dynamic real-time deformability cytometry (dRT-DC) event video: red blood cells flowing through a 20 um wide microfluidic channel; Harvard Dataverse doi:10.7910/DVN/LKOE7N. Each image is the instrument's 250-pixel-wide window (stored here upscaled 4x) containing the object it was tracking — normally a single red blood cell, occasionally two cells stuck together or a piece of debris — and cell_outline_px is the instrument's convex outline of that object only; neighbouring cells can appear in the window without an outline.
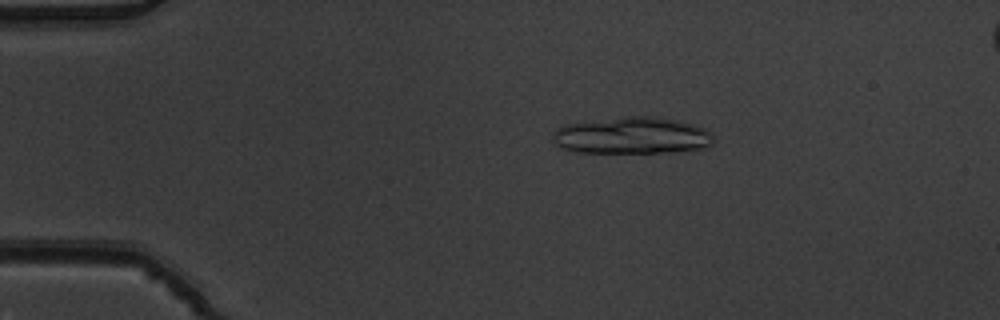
{"species": "common noctule bat (a hibernating species)", "species_latin": "Nyctalus noctula", "temperature_condition": "warm", "stored_images_in_passage": 5, "camera_frame_rate_fps": 3000, "um_per_image_px": 0.085, "animal": {"sex": "male", "body_mass_g": 19.5, "forearm_length_mm": 54.6}, "frame": {"image": 1, "passage_image": 3, "time_ms": 0.667, "image_size_px": [1000, 320], "cell_outline_px": [[712, 144], [704, 148], [676, 152], [576, 152], [560, 148], [556, 144], [552, 136], [556, 128], [564, 124], [624, 116], [656, 116], [680, 120], [704, 128], [712, 132]], "centroid_in_image_um": [53.73, 11.51], "position_along_channel_um": 31.3, "area_um2": 34.8}}